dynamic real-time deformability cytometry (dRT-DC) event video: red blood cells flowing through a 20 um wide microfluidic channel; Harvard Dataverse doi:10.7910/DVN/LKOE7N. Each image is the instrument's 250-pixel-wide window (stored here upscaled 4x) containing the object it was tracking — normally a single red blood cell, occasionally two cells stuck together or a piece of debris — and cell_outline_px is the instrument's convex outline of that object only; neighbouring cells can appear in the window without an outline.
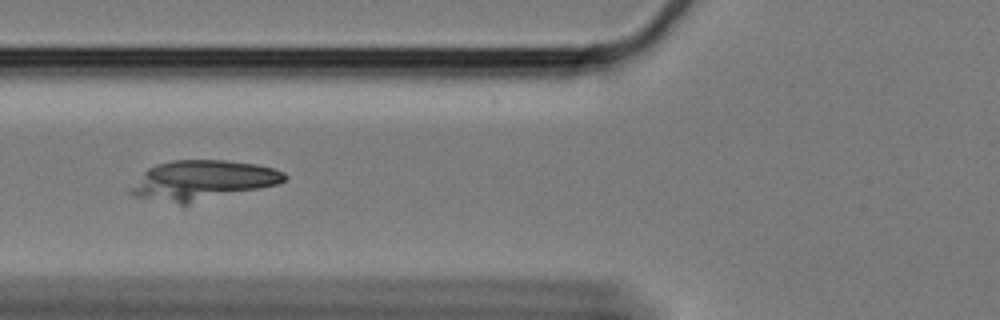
{"species": "Egyptian fruit bat (a non-hibernating species)", "species_latin": "Rousettus aegyptiacus", "temperature_condition": "cold", "stored_images_in_passage": 56, "camera_frame_rate_fps": 3000, "um_per_image_px": 0.085, "animal": {"sex": "female"}, "frame": {"image": 1, "passage_image": 19, "time_ms": 6.0, "image_size_px": [1000, 320], "cell_outline_px": [[288, 176], [284, 180], [276, 184], [184, 208], [132, 196], [128, 192], [128, 188], [148, 168], [156, 164], [172, 160], [224, 160], [256, 164], [272, 168], [284, 172]], "centroid_in_image_um": [17.12, 15.39], "position_along_channel_um": 108.7, "area_um2": 36.88}}
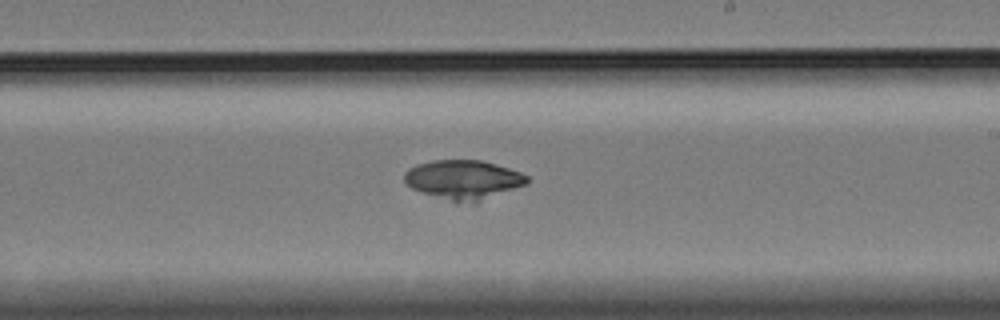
{"frame": {"image": 2, "passage_image": 32, "time_ms": 10.333, "image_size_px": [1000, 320], "cell_outline_px": [[528, 184], [476, 204], [456, 204], [412, 188], [404, 180], [404, 172], [408, 168], [416, 164], [432, 160], [480, 160], [496, 164], [520, 172], [528, 176]], "centroid_in_image_um": [39.41, 15.3], "position_along_channel_um": 249.6, "area_um2": 28.67}}
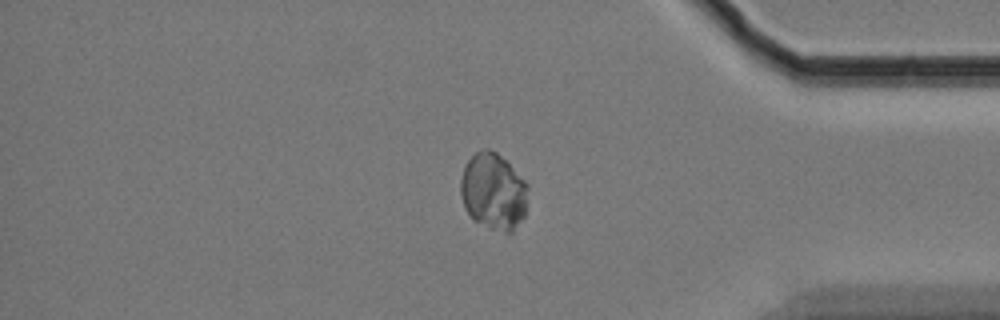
{"frame": {"image": 3, "passage_image": 47, "time_ms": 15.333, "image_size_px": [1000, 320], "cell_outline_px": [[528, 188], [524, 216], [512, 232], [504, 232], [492, 228], [472, 220], [464, 208], [460, 192], [460, 180], [464, 168], [468, 160], [476, 152], [488, 148], [496, 152], [528, 184]], "centroid_in_image_um": [41.92, 16.29], "position_along_channel_um": 393.3, "area_um2": 29.82}}